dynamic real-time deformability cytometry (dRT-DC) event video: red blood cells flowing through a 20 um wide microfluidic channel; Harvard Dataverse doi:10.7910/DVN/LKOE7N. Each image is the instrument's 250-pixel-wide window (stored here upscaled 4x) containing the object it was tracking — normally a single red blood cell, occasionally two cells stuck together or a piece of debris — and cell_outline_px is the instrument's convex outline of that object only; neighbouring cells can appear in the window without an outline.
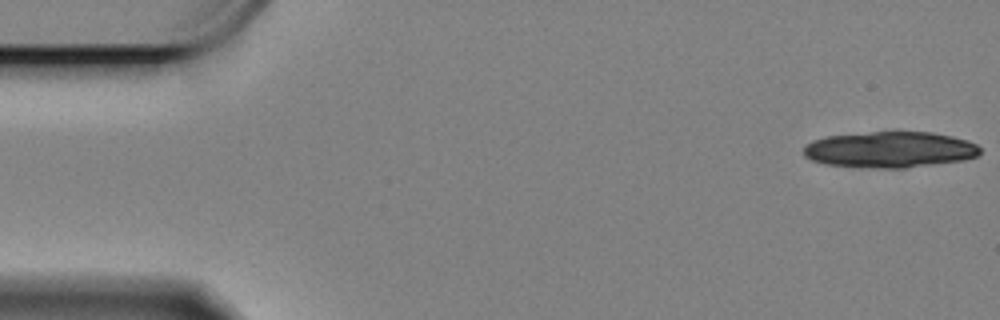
{"species": "Egyptian fruit bat (a non-hibernating species)", "species_latin": "Rousettus aegyptiacus", "temperature_condition": "cold", "stored_images_in_passage": 17, "camera_frame_rate_fps": 3000, "um_per_image_px": 0.085, "animal": {"sex": "female"}, "frame": {"image": 1, "passage_image": 1, "time_ms": 0.0, "image_size_px": [1000, 320], "cell_outline_px": [[980, 152], [976, 156], [964, 160], [904, 168], [860, 168], [824, 164], [812, 160], [804, 156], [804, 148], [812, 140], [828, 136], [896, 128], [932, 132], [952, 136], [968, 140], [976, 144], [980, 148]], "centroid_in_image_um": [75.64, 12.68], "position_along_channel_um": 9.4, "area_um2": 38.32}}